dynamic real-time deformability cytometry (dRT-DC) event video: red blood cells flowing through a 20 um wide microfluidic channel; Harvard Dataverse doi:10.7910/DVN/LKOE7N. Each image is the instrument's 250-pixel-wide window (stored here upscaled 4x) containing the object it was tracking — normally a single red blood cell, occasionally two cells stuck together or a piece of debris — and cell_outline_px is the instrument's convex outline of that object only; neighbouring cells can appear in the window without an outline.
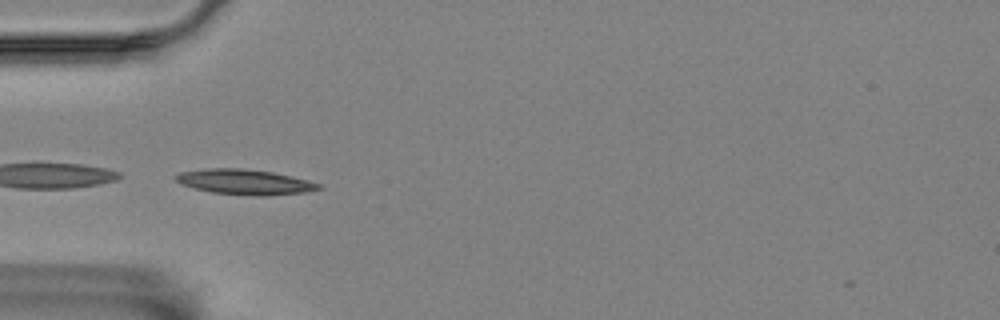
{"species": "Egyptian fruit bat (a non-hibernating species)", "species_latin": "Rousettus aegyptiacus", "temperature_condition": "room temperature", "stored_images_in_passage": 40, "camera_frame_rate_fps": 3000, "um_per_image_px": 0.085, "animal": {"sex": "female"}, "frame": {"image": 1, "passage_image": 1, "time_ms": 0.0, "image_size_px": [1000, 320], "cell_outline_px": [[320, 188], [304, 192], [268, 196], [256, 196], [212, 192], [180, 184], [172, 176], [180, 172], [208, 168], [240, 168], [272, 172], [308, 180], [320, 184]], "centroid_in_image_um": [20.76, 15.46], "position_along_channel_um": 64.2, "area_um2": 20.81}}
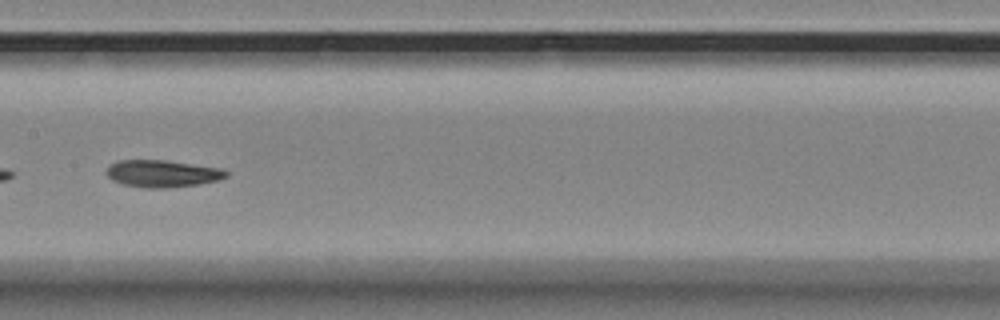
{"frame": {"image": 2, "passage_image": 12, "time_ms": 3.667, "image_size_px": [1000, 320], "cell_outline_px": [[228, 176], [216, 180], [196, 184], [168, 188], [144, 188], [124, 184], [112, 180], [108, 176], [108, 168], [112, 164], [120, 160], [164, 160], [224, 168], [228, 172]], "centroid_in_image_um": [13.84, 14.75], "position_along_channel_um": 193.6, "area_um2": 18.73}}
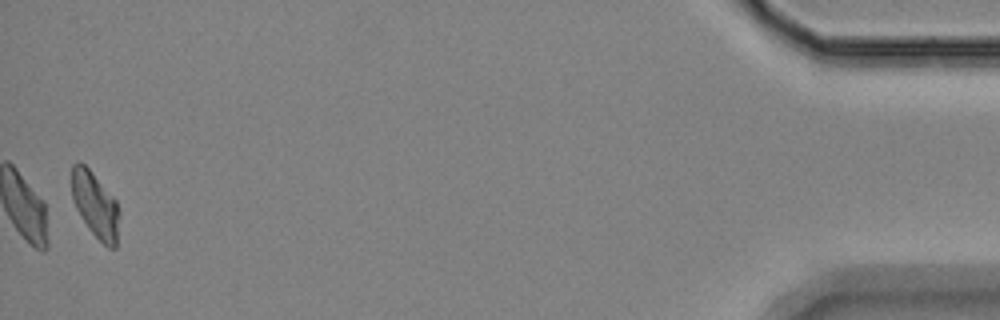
{"frame": {"image": 3, "passage_image": 39, "time_ms": 12.667, "image_size_px": [1000, 320], "cell_outline_px": [[120, 212], [116, 248], [108, 248], [88, 228], [76, 208], [72, 196], [72, 164], [76, 160], [80, 160], [92, 172], [116, 200]], "centroid_in_image_um": [8.1, 17.4], "position_along_channel_um": 427.1, "area_um2": 18.21}, "authors_computed_cell_mechanics": {"area_um2": 18.7561, "velocity_mm_per_s": 3.5409, "shape_relaxation_time_tau1_ms": 7.7218, "shape_relaxation_time_tau2_ms": 5.8441, "deformation_change_tau1": 0.191, "deformation_change_tau2": 0.113}}